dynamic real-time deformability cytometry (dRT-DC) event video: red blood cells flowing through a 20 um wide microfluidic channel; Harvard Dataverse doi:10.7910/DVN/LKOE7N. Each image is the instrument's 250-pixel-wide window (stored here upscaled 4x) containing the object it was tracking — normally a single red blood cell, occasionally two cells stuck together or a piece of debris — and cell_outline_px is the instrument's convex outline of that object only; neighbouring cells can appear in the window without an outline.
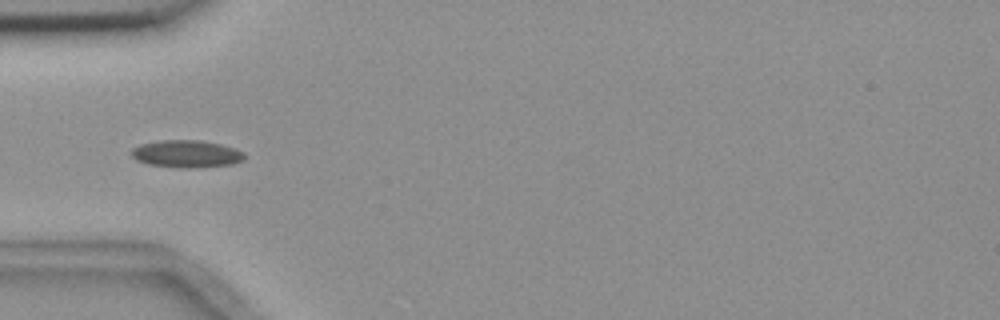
{"species": "common noctule bat (a hibernating species)", "species_latin": "Nyctalus noctula", "temperature_condition": "room temperature", "stored_images_in_passage": 7, "camera_frame_rate_fps": 3000, "um_per_image_px": 0.085, "animal": {"sex": "female", "body_mass_g": 18.4}, "frame": {"image": 1, "passage_image": 5, "time_ms": 4.667, "image_size_px": [1000, 320], "cell_outline_px": [[244, 160], [232, 164], [192, 168], [176, 168], [148, 164], [136, 160], [128, 152], [132, 148], [140, 144], [160, 140], [200, 140], [220, 144], [244, 152]], "centroid_in_image_um": [15.8, 13.08], "position_along_channel_um": 69.2, "area_um2": 18.15}}
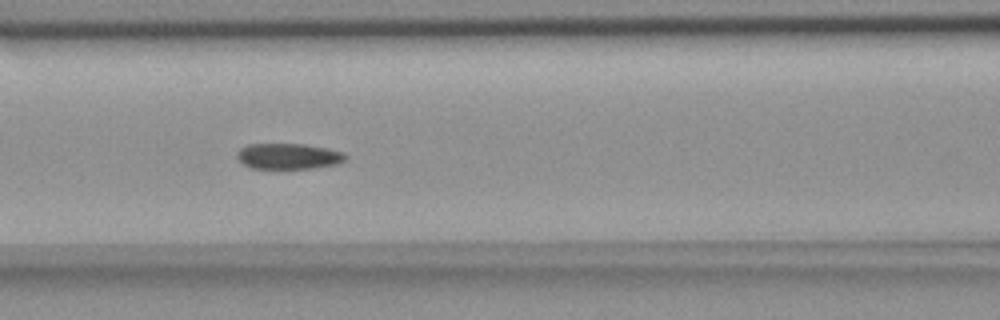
{"frame": {"image": 2, "passage_image": 7, "time_ms": 6.667, "image_size_px": [1000, 320], "cell_outline_px": [[348, 156], [340, 164], [316, 168], [248, 168], [236, 156], [236, 152], [240, 148], [248, 144], [304, 144], [344, 152]], "centroid_in_image_um": [24.53, 13.28], "position_along_channel_um": 142.1, "area_um2": 16.36}}